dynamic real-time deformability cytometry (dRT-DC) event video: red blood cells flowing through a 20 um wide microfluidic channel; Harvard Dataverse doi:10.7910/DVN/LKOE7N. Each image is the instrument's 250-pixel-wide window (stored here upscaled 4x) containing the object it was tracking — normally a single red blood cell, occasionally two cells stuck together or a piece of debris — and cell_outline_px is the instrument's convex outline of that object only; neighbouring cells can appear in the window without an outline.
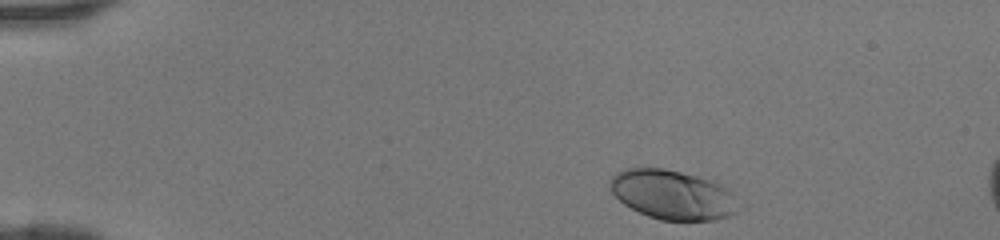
{"species": "human", "species_latin": "Homo sapiens", "temperature_condition": "room temperature", "stored_images_in_passage": 7, "camera_frame_rate_fps": 3000, "um_per_image_px": 0.085, "donor": {"sex": "female"}, "frame": {"image": 1, "passage_image": 1, "time_ms": 0.0, "image_size_px": [1000, 240], "cell_outline_px": [[748, 204], [744, 208], [728, 216], [712, 220], [660, 220], [648, 216], [624, 204], [608, 188], [608, 180], [616, 172], [624, 168], [664, 168], [712, 180], [728, 188]], "centroid_in_image_um": [57.27, 16.55], "position_along_channel_um": 27.7, "area_um2": 37.8}}